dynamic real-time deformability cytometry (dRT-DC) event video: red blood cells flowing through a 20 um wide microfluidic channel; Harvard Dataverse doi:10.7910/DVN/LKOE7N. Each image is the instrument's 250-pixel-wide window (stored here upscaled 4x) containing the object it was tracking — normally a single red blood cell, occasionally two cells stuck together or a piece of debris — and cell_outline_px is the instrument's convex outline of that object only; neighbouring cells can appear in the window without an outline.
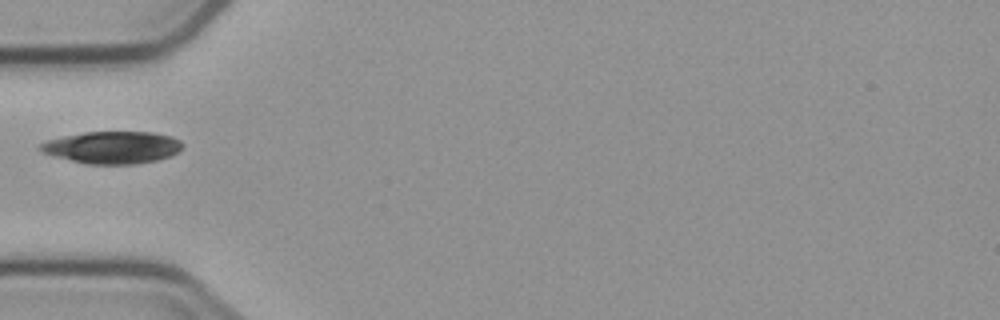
{"species": "common noctule bat (a hibernating species)", "species_latin": "Nyctalus noctula", "temperature_condition": "cold", "stored_images_in_passage": 2, "camera_frame_rate_fps": 3000, "um_per_image_px": 0.085, "animal": {"sex": "male", "body_mass_g": 23.1, "forearm_length_mm": 52.7}, "frame": {"image": 1, "passage_image": 1, "time_ms": 0.0, "image_size_px": [1000, 320], "cell_outline_px": [[184, 144], [176, 152], [168, 156], [156, 160], [132, 164], [88, 164], [56, 156], [44, 152], [36, 148], [40, 144], [48, 140], [64, 136], [84, 132], [152, 132], [172, 136], [180, 140]], "centroid_in_image_um": [9.56, 12.52], "position_along_channel_um": 75.4, "area_um2": 26.36}}
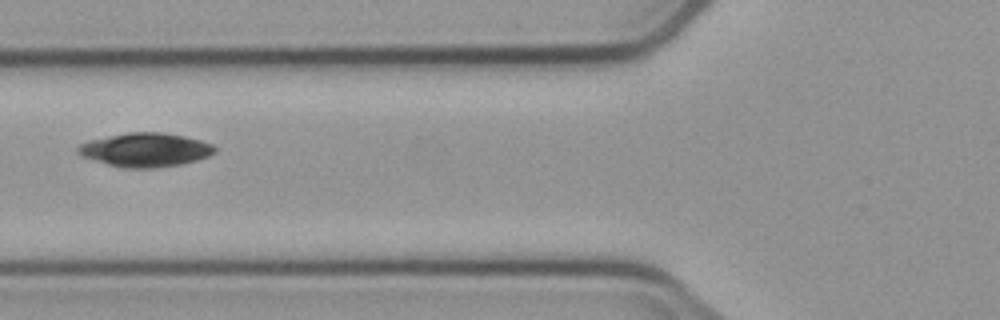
{"frame": {"image": 2, "passage_image": 2, "time_ms": 1.0, "image_size_px": [1000, 320], "cell_outline_px": [[216, 152], [208, 156], [196, 160], [180, 164], [152, 168], [124, 168], [108, 164], [84, 156], [76, 152], [76, 148], [80, 144], [88, 140], [128, 132], [160, 132], [184, 136], [200, 140], [212, 144], [216, 148]], "centroid_in_image_um": [12.36, 12.73], "position_along_channel_um": 113.4, "area_um2": 26.76}}